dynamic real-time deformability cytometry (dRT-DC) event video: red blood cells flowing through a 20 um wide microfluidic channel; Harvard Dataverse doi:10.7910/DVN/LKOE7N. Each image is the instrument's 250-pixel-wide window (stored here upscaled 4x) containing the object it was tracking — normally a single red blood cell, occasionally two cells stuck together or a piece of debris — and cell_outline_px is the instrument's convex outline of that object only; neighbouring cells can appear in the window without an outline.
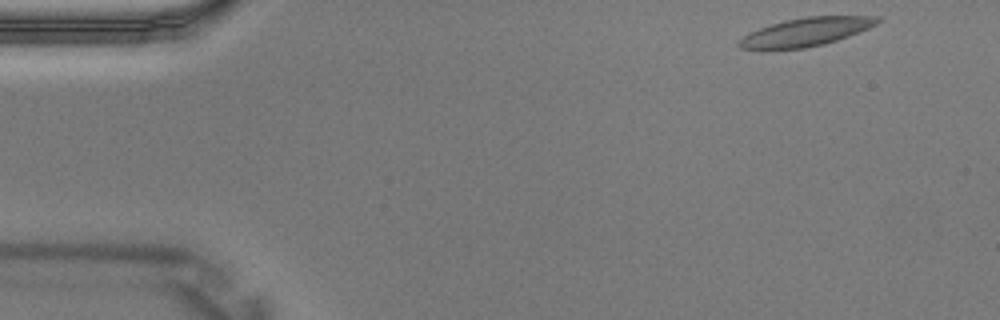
{"species": "Egyptian fruit bat (a non-hibernating species)", "species_latin": "Rousettus aegyptiacus", "temperature_condition": "warm", "stored_images_in_passage": 4, "camera_frame_rate_fps": 3000, "um_per_image_px": 0.085, "animal": {"sex": "male"}, "frame": {"image": 1, "passage_image": 4, "time_ms": 1.0, "image_size_px": [1000, 320], "cell_outline_px": [[880, 20], [876, 24], [860, 32], [824, 44], [804, 48], [760, 52], [740, 48], [736, 44], [744, 36], [760, 28], [784, 20], [808, 16], [880, 16]], "centroid_in_image_um": [68.43, 2.75], "position_along_channel_um": 16.6, "area_um2": 23.24}}